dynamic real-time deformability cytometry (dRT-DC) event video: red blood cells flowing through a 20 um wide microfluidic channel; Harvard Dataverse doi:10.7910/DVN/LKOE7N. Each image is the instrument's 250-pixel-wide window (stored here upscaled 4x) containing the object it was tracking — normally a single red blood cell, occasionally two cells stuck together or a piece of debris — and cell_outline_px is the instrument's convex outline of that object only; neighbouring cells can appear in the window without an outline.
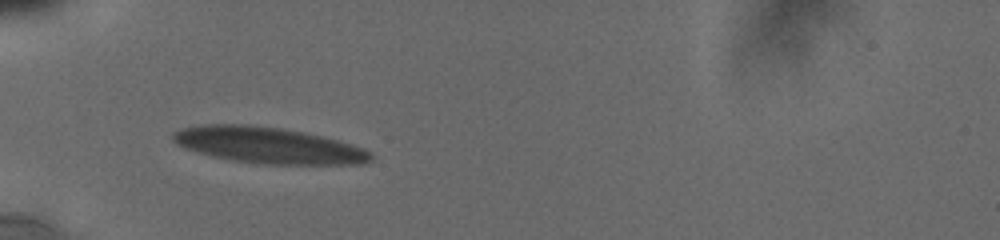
{"species": "human", "species_latin": "Homo sapiens", "temperature_condition": "cold", "stored_images_in_passage": 9, "camera_frame_rate_fps": 3000, "um_per_image_px": 0.085, "donor": {"sex": "male"}, "frame": {"image": 1, "passage_image": 6, "time_ms": 2.0, "image_size_px": [1000, 240], "cell_outline_px": [[372, 160], [368, 164], [256, 164], [232, 160], [212, 156], [196, 152], [184, 148], [176, 144], [172, 140], [172, 132], [180, 128], [204, 124], [248, 124], [280, 128], [304, 132], [324, 136], [352, 144], [364, 148], [372, 152]], "centroid_in_image_um": [22.8, 12.35], "position_along_channel_um": 62.2, "area_um2": 42.19}}